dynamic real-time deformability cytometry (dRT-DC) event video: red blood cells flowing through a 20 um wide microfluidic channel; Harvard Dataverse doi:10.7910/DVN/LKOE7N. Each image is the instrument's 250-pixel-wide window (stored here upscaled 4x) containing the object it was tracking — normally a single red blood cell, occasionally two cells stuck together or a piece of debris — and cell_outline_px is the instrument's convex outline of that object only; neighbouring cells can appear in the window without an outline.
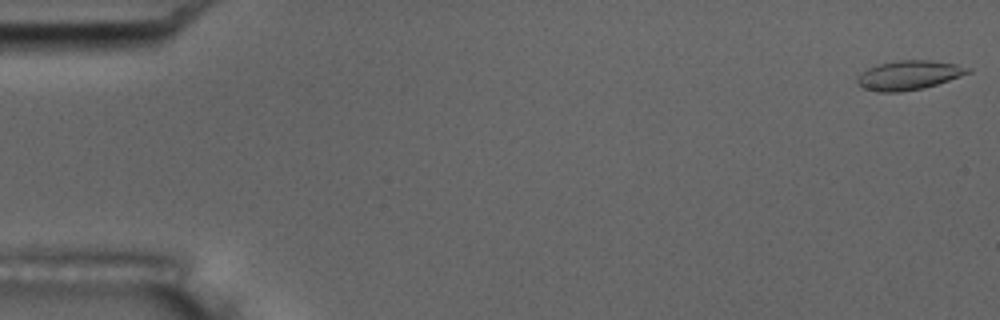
{"species": "common noctule bat (a hibernating species)", "species_latin": "Nyctalus noctula", "temperature_condition": "room temperature", "stored_images_in_passage": 11, "camera_frame_rate_fps": 3000, "um_per_image_px": 0.085, "animal": {"sex": "male", "body_mass_g": 17.5, "forearm_length_mm": 52.3}, "frame": {"image": 1, "passage_image": 1, "time_ms": 0.0, "image_size_px": [1000, 320], "cell_outline_px": [[972, 72], [924, 88], [900, 92], [876, 92], [864, 88], [856, 80], [868, 68], [880, 64], [900, 60], [932, 60], [956, 64], [972, 68]], "centroid_in_image_um": [77.3, 6.39], "position_along_channel_um": 7.7, "area_um2": 18.61}}